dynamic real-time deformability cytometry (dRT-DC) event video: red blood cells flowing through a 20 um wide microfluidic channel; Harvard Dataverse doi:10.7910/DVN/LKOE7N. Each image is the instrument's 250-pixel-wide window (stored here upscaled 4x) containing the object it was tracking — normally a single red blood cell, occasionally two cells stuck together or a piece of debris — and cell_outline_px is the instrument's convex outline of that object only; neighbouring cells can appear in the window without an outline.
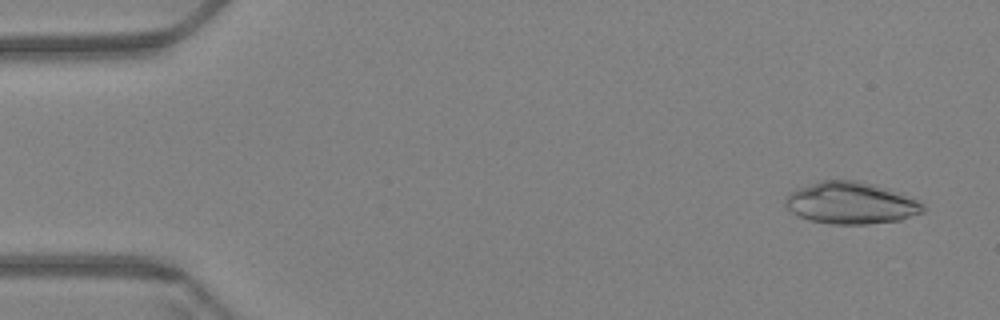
{"species": "Egyptian fruit bat (a non-hibernating species)", "species_latin": "Rousettus aegyptiacus", "temperature_condition": "warm", "stored_images_in_passage": 59, "camera_frame_rate_fps": 3000, "um_per_image_px": 0.085, "animal": {"sex": "female"}, "frame": {"image": 1, "passage_image": 3, "time_ms": 0.667, "image_size_px": [1000, 320], "cell_outline_px": [[924, 212], [900, 220], [868, 224], [828, 224], [812, 220], [800, 216], [792, 212], [784, 204], [784, 200], [788, 192], [796, 188], [820, 180], [856, 180], [876, 184], [892, 188], [924, 204]], "centroid_in_image_um": [72.33, 17.24], "position_along_channel_um": 12.7, "area_um2": 33.99}}
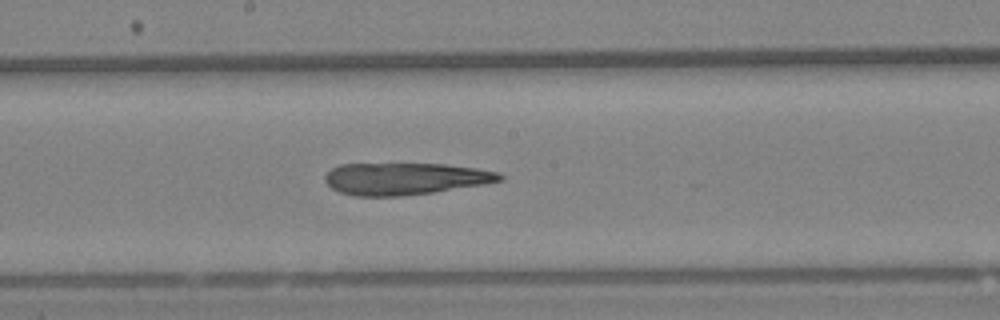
{"frame": {"image": 2, "passage_image": 32, "time_ms": 10.333, "image_size_px": [1000, 320], "cell_outline_px": [[504, 180], [484, 184], [432, 192], [400, 196], [352, 196], [340, 192], [332, 188], [324, 180], [324, 176], [332, 168], [340, 164], [444, 164], [476, 168], [496, 172], [504, 176]], "centroid_in_image_um": [34.4, 15.19], "position_along_channel_um": 213.8, "area_um2": 32.43}}
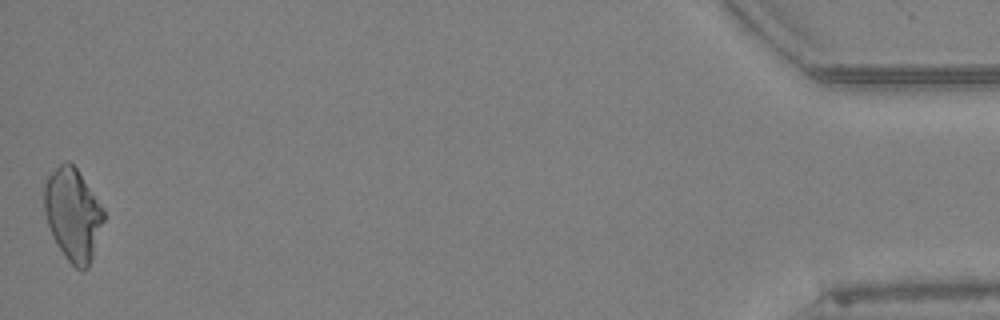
{"frame": {"image": 3, "passage_image": 59, "time_ms": 19.333, "image_size_px": [1000, 320], "cell_outline_px": [[104, 220], [88, 268], [84, 272], [80, 272], [64, 256], [52, 236], [44, 212], [44, 184], [48, 176], [60, 164], [68, 160], [76, 168], [104, 212]], "centroid_in_image_um": [6.17, 18.26], "position_along_channel_um": 429.0, "area_um2": 31.44}}